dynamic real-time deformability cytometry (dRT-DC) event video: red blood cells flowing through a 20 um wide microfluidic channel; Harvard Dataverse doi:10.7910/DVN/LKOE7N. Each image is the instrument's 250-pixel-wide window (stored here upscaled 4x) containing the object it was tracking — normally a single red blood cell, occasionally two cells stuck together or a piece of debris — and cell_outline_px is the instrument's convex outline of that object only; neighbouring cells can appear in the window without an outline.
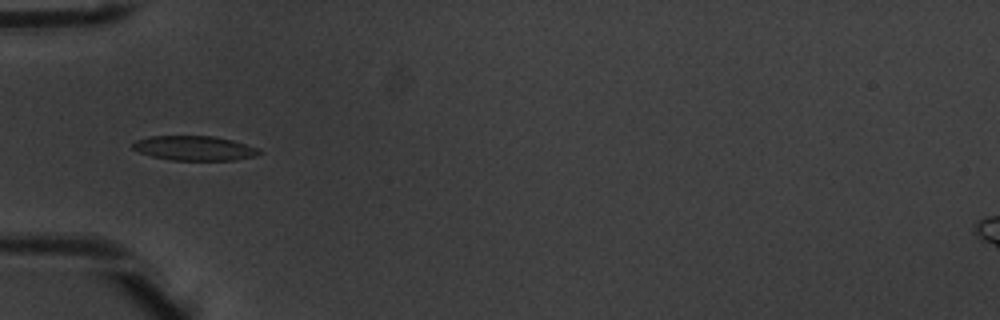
{"species": "common noctule bat (a hibernating species)", "species_latin": "Nyctalus noctula", "temperature_condition": "warm", "stored_images_in_passage": 6, "camera_frame_rate_fps": 3000, "um_per_image_px": 0.085, "animal": {"sex": "male", "body_mass_g": 20.1, "forearm_length_mm": 53.5}, "frame": {"image": 1, "passage_image": 4, "time_ms": 1.0, "image_size_px": [1000, 320], "cell_outline_px": [[264, 152], [256, 156], [236, 160], [168, 160], [152, 156], [140, 152], [132, 148], [132, 144], [136, 140], [148, 136], [216, 136], [232, 140], [256, 148]], "centroid_in_image_um": [16.52, 12.6], "position_along_channel_um": 68.5, "area_um2": 18.15}}
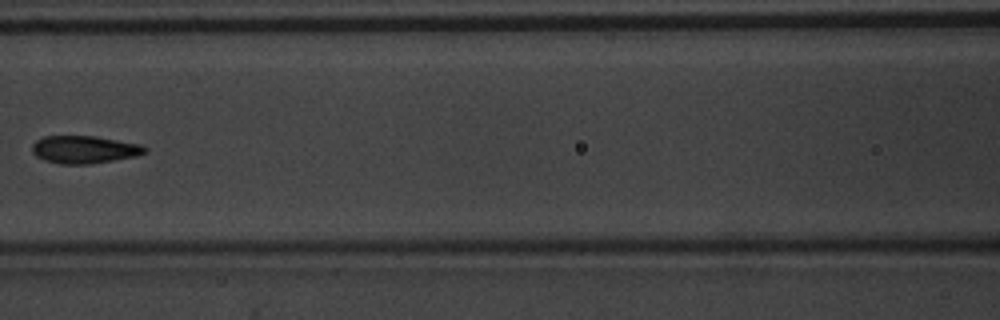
{"frame": {"image": 2, "passage_image": 6, "time_ms": 1.667, "image_size_px": [1000, 320], "cell_outline_px": [[148, 148], [144, 152], [136, 156], [92, 164], [60, 164], [44, 160], [36, 156], [32, 152], [32, 144], [36, 140], [44, 136], [96, 136], [140, 144]], "centroid_in_image_um": [7.14, 12.71], "position_along_channel_um": 159.5, "area_um2": 18.21}}